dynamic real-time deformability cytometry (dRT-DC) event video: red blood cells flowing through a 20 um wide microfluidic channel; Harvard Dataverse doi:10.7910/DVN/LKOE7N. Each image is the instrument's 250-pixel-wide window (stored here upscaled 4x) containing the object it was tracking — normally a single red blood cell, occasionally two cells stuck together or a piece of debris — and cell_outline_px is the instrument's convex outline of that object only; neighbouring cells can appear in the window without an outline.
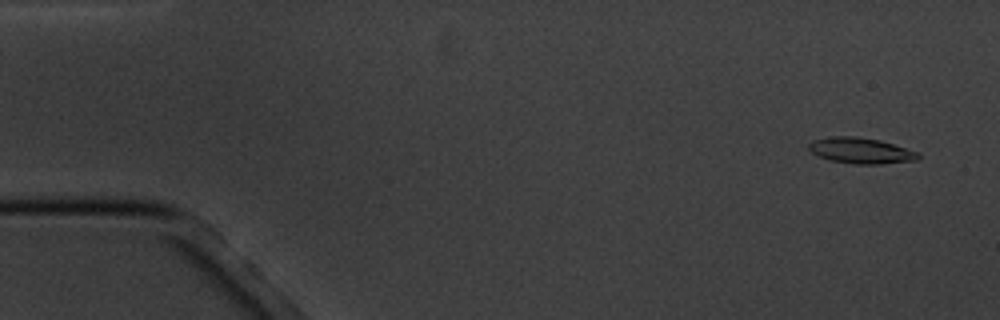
{"species": "common noctule bat (a hibernating species)", "species_latin": "Nyctalus noctula", "temperature_condition": "cold", "stored_images_in_passage": 5, "camera_frame_rate_fps": 3000, "um_per_image_px": 0.085, "animal": {"sex": "male", "body_mass_g": 20.1, "forearm_length_mm": 53.5}, "frame": {"image": 1, "passage_image": 1, "time_ms": 0.0, "image_size_px": [1000, 320], "cell_outline_px": [[920, 156], [916, 160], [880, 164], [856, 164], [828, 160], [812, 152], [808, 148], [808, 144], [812, 140], [828, 136], [856, 136], [880, 140], [920, 152]], "centroid_in_image_um": [73.16, 12.79], "position_along_channel_um": 11.8, "area_um2": 16.59}}
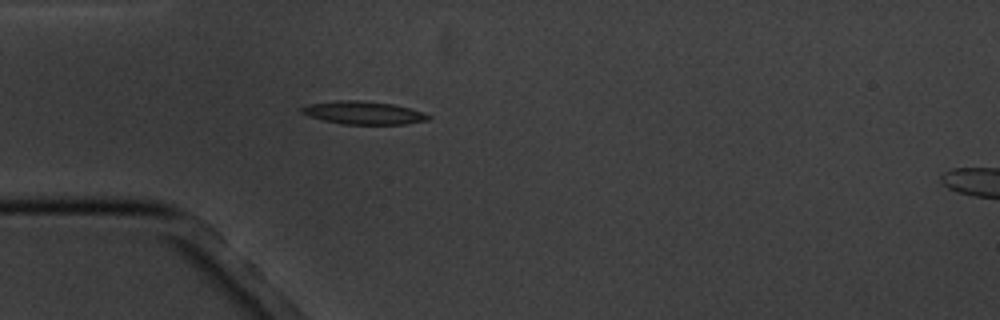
{"frame": {"image": 2, "passage_image": 4, "time_ms": 4.333, "image_size_px": [1000, 320], "cell_outline_px": [[432, 116], [428, 120], [408, 124], [340, 124], [308, 116], [300, 112], [300, 108], [304, 104], [336, 100], [356, 100], [392, 104], [424, 112]], "centroid_in_image_um": [30.85, 9.58], "position_along_channel_um": 54.2, "area_um2": 17.11}}